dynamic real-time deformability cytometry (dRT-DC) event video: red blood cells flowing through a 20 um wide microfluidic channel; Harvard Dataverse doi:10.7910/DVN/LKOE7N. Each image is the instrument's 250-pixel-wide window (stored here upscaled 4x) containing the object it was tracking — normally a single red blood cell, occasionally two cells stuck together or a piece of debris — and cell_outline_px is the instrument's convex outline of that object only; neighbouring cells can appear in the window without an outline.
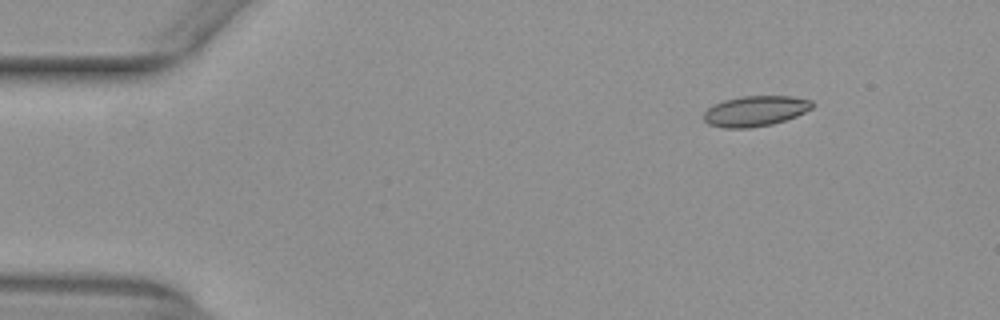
{"species": "common noctule bat (a hibernating species)", "species_latin": "Nyctalus noctula", "temperature_condition": "warm", "stored_images_in_passage": 47, "camera_frame_rate_fps": 3000, "um_per_image_px": 0.085, "animal": {"sex": "female", "body_mass_g": 29.2, "forearm_length_mm": 56.3}, "frame": {"image": 1, "passage_image": 1, "time_ms": 0.0, "image_size_px": [1000, 320], "cell_outline_px": [[812, 108], [796, 116], [772, 124], [748, 128], [724, 128], [708, 124], [704, 120], [704, 112], [708, 108], [724, 100], [740, 96], [792, 96], [812, 100]], "centroid_in_image_um": [64.19, 9.43], "position_along_channel_um": 20.8, "area_um2": 19.13}}
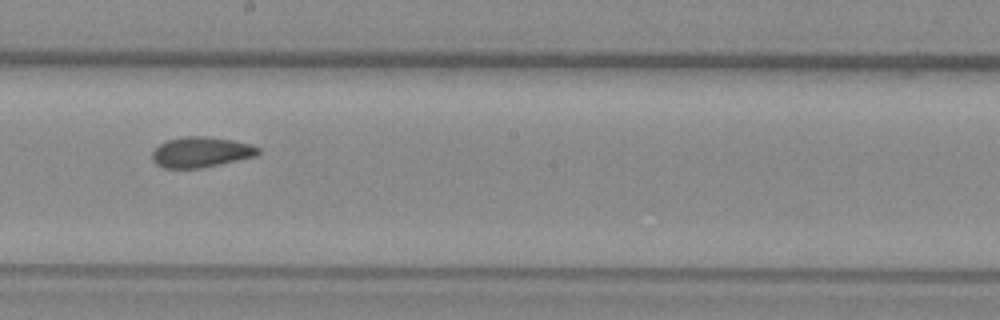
{"frame": {"image": 2, "passage_image": 24, "time_ms": 7.667, "image_size_px": [1000, 320], "cell_outline_px": [[260, 152], [256, 156], [220, 164], [200, 168], [164, 168], [156, 164], [152, 160], [152, 152], [160, 144], [168, 140], [184, 136], [204, 136], [232, 140], [248, 144], [260, 148]], "centroid_in_image_um": [17.07, 12.93], "position_along_channel_um": 231.1, "area_um2": 18.67}}
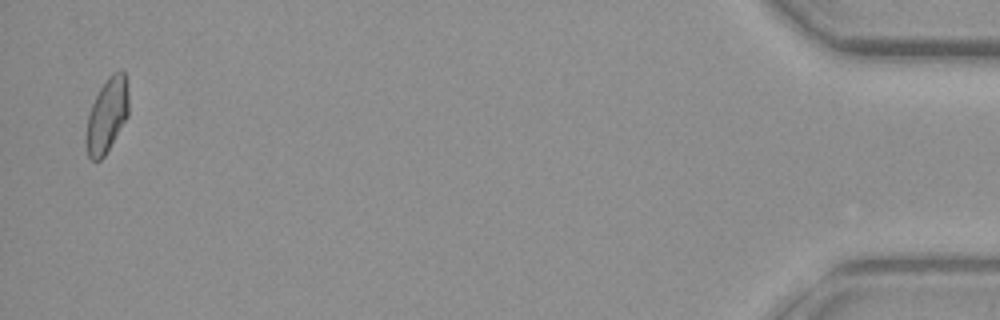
{"frame": {"image": 3, "passage_image": 46, "time_ms": 15.0, "image_size_px": [1000, 320], "cell_outline_px": [[128, 116], [104, 156], [100, 160], [92, 160], [88, 156], [84, 144], [84, 140], [88, 116], [92, 104], [104, 80], [112, 72], [120, 68], [124, 68], [128, 92]], "centroid_in_image_um": [9.08, 9.77], "position_along_channel_um": 426.1, "area_um2": 18.73}, "authors_computed_cell_mechanics": {"area_um2": 18.785, "velocity_mm_per_s": 3.9444, "shape_relaxation_time_tau1_ms": null, "shape_relaxation_time_tau2_ms": 2.7383, "deformation_change_tau1": null, "deformation_change_tau2": 0.0917}}